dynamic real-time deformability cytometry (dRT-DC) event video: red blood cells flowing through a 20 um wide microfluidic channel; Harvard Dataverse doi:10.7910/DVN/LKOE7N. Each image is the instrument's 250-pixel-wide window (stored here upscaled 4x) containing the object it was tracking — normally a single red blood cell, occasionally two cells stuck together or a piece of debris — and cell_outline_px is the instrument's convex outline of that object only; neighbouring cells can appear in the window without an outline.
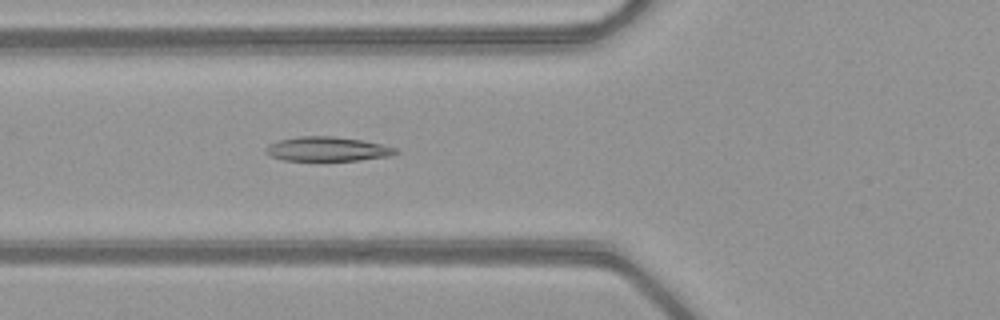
{"species": "common noctule bat (a hibernating species)", "species_latin": "Nyctalus noctula", "temperature_condition": "warm", "stored_images_in_passage": 50, "camera_frame_rate_fps": 3000, "um_per_image_px": 0.085, "animal": {"sex": "female", "body_mass_g": 21.9}, "frame": {"image": 1, "passage_image": 19, "time_ms": 6.0, "image_size_px": [1000, 320], "cell_outline_px": [[400, 152], [392, 156], [360, 160], [284, 160], [272, 156], [264, 152], [264, 148], [268, 144], [280, 140], [296, 136], [336, 136], [360, 140], [380, 144], [396, 148]], "centroid_in_image_um": [27.83, 12.66], "position_along_channel_um": 98.0, "area_um2": 18.44}}
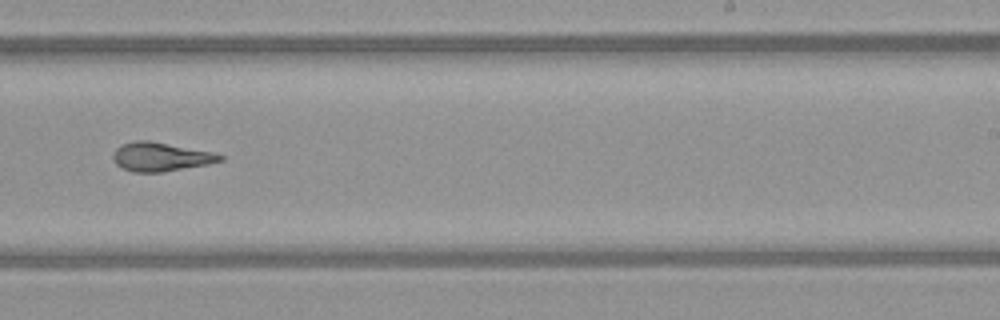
{"frame": {"image": 2, "passage_image": 32, "time_ms": 10.333, "image_size_px": [1000, 320], "cell_outline_px": [[224, 160], [208, 164], [160, 172], [132, 172], [116, 164], [112, 160], [112, 152], [120, 144], [132, 140], [148, 140], [212, 152], [224, 156]], "centroid_in_image_um": [13.6, 13.32], "position_along_channel_um": 275.4, "area_um2": 17.98}}
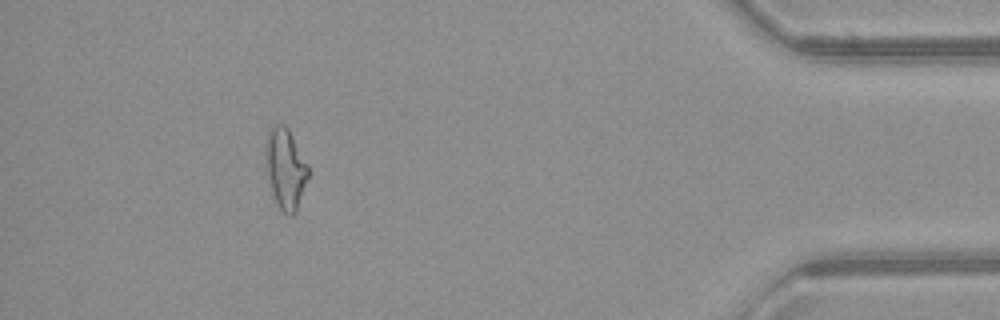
{"frame": {"image": 3, "passage_image": 46, "time_ms": 15.0, "image_size_px": [1000, 320], "cell_outline_px": [[308, 176], [296, 212], [292, 216], [288, 216], [276, 204], [272, 192], [268, 176], [268, 132], [272, 124], [284, 124], [288, 128], [308, 164]], "centroid_in_image_um": [24.3, 14.35], "position_along_channel_um": 410.9, "area_um2": 19.31}, "authors_computed_cell_mechanics": {"area_um2": 19.1029, "velocity_mm_per_s": 4.0808, "shape_relaxation_time_tau1_ms": 9.7578, "shape_relaxation_time_tau2_ms": 3.256, "deformation_change_tau1": 0.2461, "deformation_change_tau2": 0.1039}}